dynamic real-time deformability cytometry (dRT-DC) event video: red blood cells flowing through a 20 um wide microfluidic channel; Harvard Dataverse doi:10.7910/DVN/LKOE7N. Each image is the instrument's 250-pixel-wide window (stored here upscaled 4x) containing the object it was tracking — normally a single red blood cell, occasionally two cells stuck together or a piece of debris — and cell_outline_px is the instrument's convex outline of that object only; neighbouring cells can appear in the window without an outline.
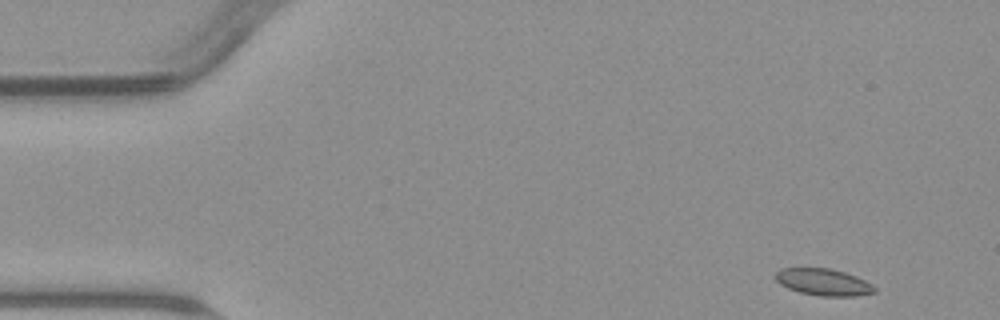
{"species": "common noctule bat (a hibernating species)", "species_latin": "Nyctalus noctula", "temperature_condition": "warm", "stored_images_in_passage": 4, "camera_frame_rate_fps": 3000, "um_per_image_px": 0.085, "animal": {"sex": "male", "body_mass_g": 23.1, "forearm_length_mm": 52.7}, "frame": {"image": 1, "passage_image": 1, "time_ms": 0.0, "image_size_px": [1000, 320], "cell_outline_px": [[876, 292], [856, 296], [820, 296], [800, 292], [788, 288], [780, 284], [776, 280], [776, 272], [780, 268], [832, 268], [856, 276], [872, 284], [876, 288]], "centroid_in_image_um": [70.0, 23.98], "position_along_channel_um": 15.0, "area_um2": 15.49}}
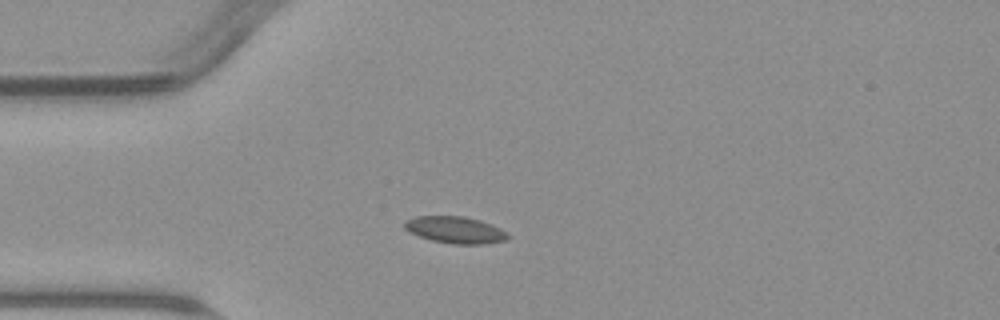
{"frame": {"image": 2, "passage_image": 4, "time_ms": 3.333, "image_size_px": [1000, 320], "cell_outline_px": [[512, 236], [508, 240], [488, 244], [452, 244], [432, 240], [408, 232], [404, 228], [404, 220], [416, 216], [464, 216], [480, 220], [500, 228], [508, 232]], "centroid_in_image_um": [38.73, 19.55], "position_along_channel_um": 46.3, "area_um2": 16.42}}